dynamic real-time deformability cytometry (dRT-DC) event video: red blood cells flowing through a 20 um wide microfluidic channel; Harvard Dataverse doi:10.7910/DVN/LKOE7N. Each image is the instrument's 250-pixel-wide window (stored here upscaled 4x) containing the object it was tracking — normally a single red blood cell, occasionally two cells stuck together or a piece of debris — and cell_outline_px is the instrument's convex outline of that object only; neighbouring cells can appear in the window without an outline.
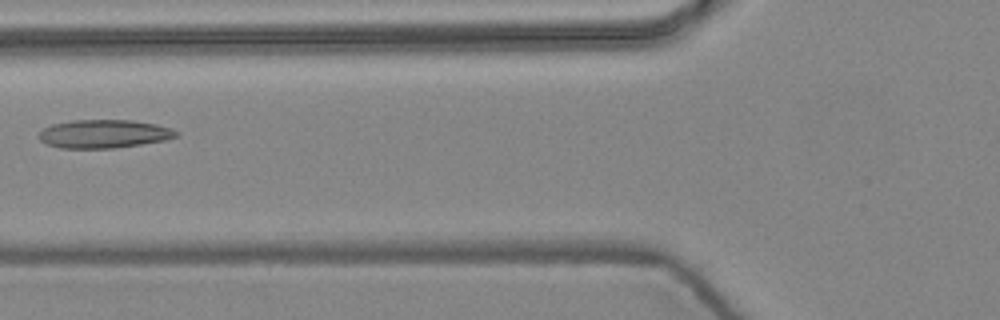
{"species": "common noctule bat (a hibernating species)", "species_latin": "Nyctalus noctula", "temperature_condition": "warm", "stored_images_in_passage": 6, "camera_frame_rate_fps": 3000, "um_per_image_px": 0.085, "animal": {"sex": "female", "body_mass_g": 24.6, "forearm_length_mm": 56.2}, "frame": {"image": 1, "passage_image": 5, "time_ms": 1.333, "image_size_px": [1000, 320], "cell_outline_px": [[180, 132], [176, 136], [164, 140], [116, 148], [60, 148], [44, 144], [36, 136], [44, 128], [52, 124], [72, 120], [132, 120], [156, 124], [172, 128]], "centroid_in_image_um": [8.8, 11.38], "position_along_channel_um": 117.0, "area_um2": 22.83}}
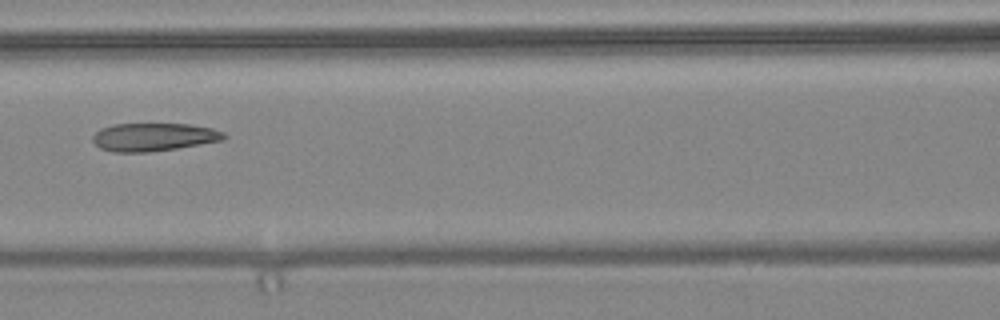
{"frame": {"image": 2, "passage_image": 6, "time_ms": 1.667, "image_size_px": [1000, 320], "cell_outline_px": [[228, 136], [224, 140], [176, 148], [148, 152], [112, 152], [100, 148], [92, 140], [92, 136], [100, 128], [112, 124], [188, 124], [212, 128], [224, 132]], "centroid_in_image_um": [13.06, 11.64], "position_along_channel_um": 153.5, "area_um2": 21.5}}